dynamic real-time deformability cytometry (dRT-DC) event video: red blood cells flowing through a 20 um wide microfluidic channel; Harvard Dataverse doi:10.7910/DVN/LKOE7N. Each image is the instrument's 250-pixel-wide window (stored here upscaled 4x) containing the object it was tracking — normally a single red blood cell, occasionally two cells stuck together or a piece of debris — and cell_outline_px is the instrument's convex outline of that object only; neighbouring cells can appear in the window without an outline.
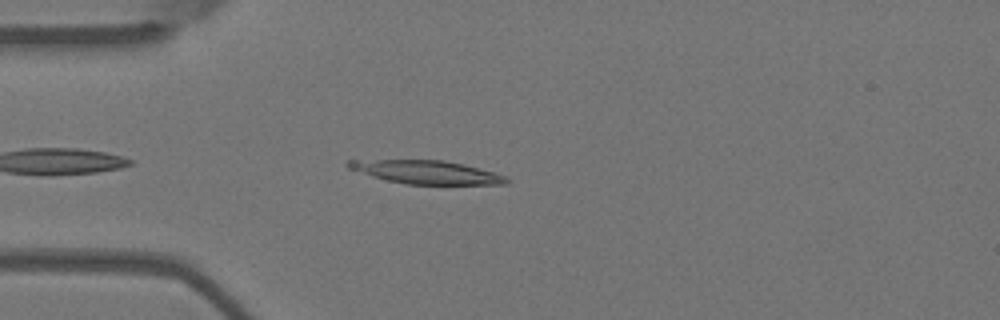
{"species": "Egyptian fruit bat (a non-hibernating species)", "species_latin": "Rousettus aegyptiacus", "temperature_condition": "warm", "stored_images_in_passage": 24, "camera_frame_rate_fps": 3000, "um_per_image_px": 0.085, "animal": {"sex": "female"}, "frame": {"image": 1, "passage_image": 3, "time_ms": 0.667, "image_size_px": [1000, 320], "cell_outline_px": [[508, 184], [408, 184], [388, 180], [372, 176], [348, 168], [344, 164], [348, 160], [444, 160], [464, 164], [508, 176]], "centroid_in_image_um": [36.27, 14.62], "position_along_channel_um": 48.7, "area_um2": 21.33}}
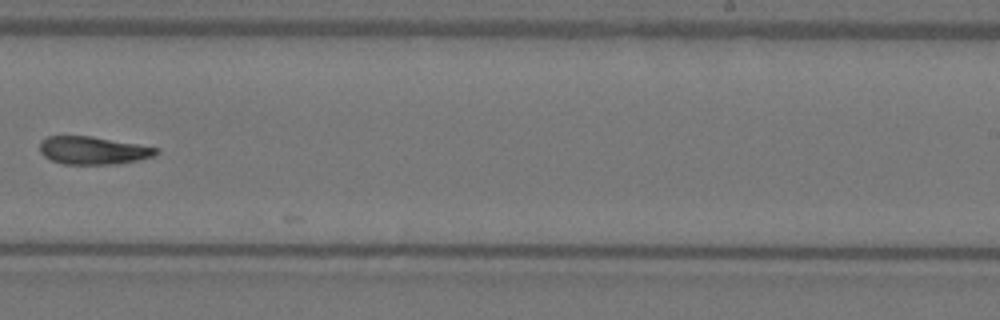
{"frame": {"image": 2, "passage_image": 23, "time_ms": 7.333, "image_size_px": [1000, 320], "cell_outline_px": [[160, 152], [156, 156], [116, 164], [64, 164], [52, 160], [44, 156], [40, 152], [40, 140], [48, 136], [92, 136], [160, 148]], "centroid_in_image_um": [7.93, 12.78], "position_along_channel_um": 281.1, "area_um2": 18.96}}